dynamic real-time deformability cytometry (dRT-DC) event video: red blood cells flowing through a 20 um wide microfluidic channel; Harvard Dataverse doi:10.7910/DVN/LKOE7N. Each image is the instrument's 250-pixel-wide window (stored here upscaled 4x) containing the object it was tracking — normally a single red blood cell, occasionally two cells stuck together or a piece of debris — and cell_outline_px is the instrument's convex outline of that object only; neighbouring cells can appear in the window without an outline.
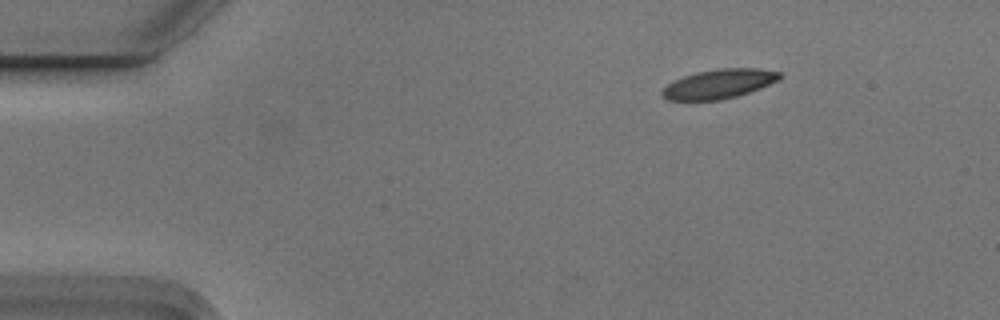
{"species": "Egyptian fruit bat (a non-hibernating species)", "species_latin": "Rousettus aegyptiacus", "temperature_condition": "cold", "stored_images_in_passage": 4, "camera_frame_rate_fps": 3000, "um_per_image_px": 0.085, "animal": {"sex": "male"}, "frame": {"image": 1, "passage_image": 1, "time_ms": 0.0, "image_size_px": [1000, 320], "cell_outline_px": [[784, 76], [780, 80], [760, 88], [736, 96], [720, 100], [668, 100], [660, 92], [672, 80], [696, 72], [720, 68], [760, 68], [780, 72]], "centroid_in_image_um": [61.14, 7.12], "position_along_channel_um": 23.9, "area_um2": 20.11}}
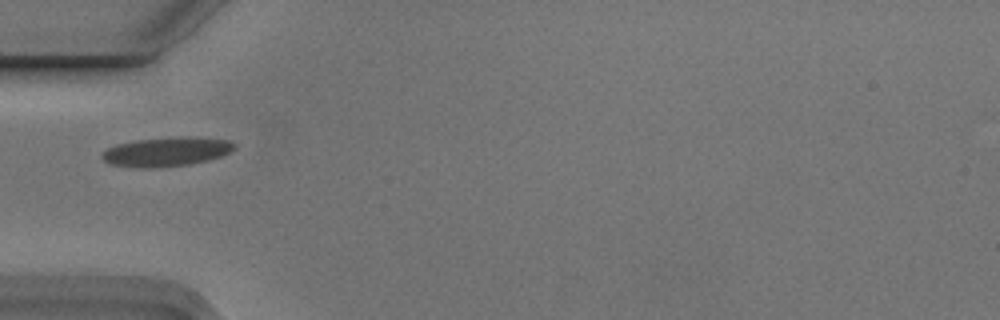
{"frame": {"image": 2, "passage_image": 4, "time_ms": 1.0, "image_size_px": [1000, 320], "cell_outline_px": [[236, 148], [220, 156], [208, 160], [188, 164], [152, 168], [140, 168], [108, 164], [100, 156], [108, 148], [116, 144], [136, 140], [228, 140], [236, 144]], "centroid_in_image_um": [14.03, 12.97], "position_along_channel_um": 71.0, "area_um2": 21.04}}